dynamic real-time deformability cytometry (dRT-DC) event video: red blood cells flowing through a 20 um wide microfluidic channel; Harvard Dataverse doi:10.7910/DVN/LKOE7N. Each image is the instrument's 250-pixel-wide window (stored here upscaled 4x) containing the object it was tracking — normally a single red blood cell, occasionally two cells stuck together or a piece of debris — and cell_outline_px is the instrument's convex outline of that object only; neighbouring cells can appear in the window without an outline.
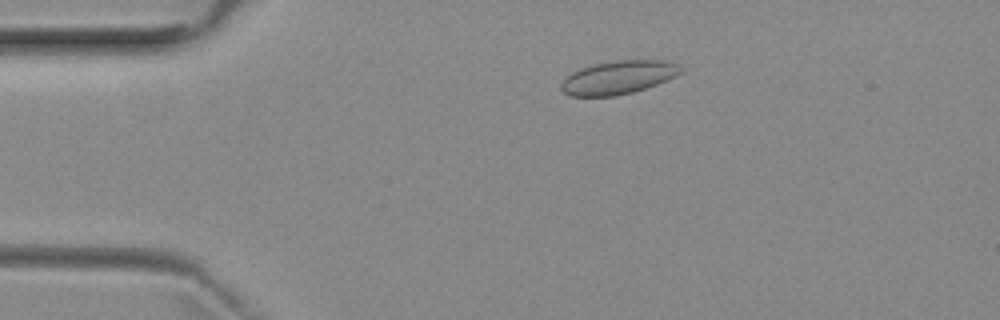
{"species": "common noctule bat (a hibernating species)", "species_latin": "Nyctalus noctula", "temperature_condition": "room temperature", "stored_images_in_passage": 5, "camera_frame_rate_fps": 3000, "um_per_image_px": 0.085, "animal": {"sex": "female", "body_mass_g": 29.2, "forearm_length_mm": 56.3}, "frame": {"image": 1, "passage_image": 3, "time_ms": 2.667, "image_size_px": [1000, 320], "cell_outline_px": [[684, 72], [668, 80], [632, 92], [616, 96], [572, 96], [564, 92], [560, 88], [560, 84], [572, 72], [580, 68], [596, 64], [616, 60], [664, 60], [676, 64], [684, 68]], "centroid_in_image_um": [52.59, 6.58], "position_along_channel_um": 32.4, "area_um2": 23.18}}